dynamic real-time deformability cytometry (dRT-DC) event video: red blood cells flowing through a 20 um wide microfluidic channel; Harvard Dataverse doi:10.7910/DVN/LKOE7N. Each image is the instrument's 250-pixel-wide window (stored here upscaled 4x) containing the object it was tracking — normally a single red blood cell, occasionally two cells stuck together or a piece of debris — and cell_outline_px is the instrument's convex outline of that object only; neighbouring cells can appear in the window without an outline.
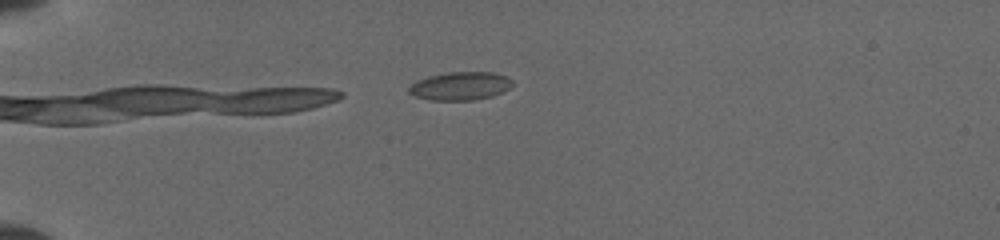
{"species": "common noctule bat (a hibernating species)", "species_latin": "Nyctalus noctula", "temperature_condition": "cold", "stored_images_in_passage": 11, "camera_frame_rate_fps": 3000, "um_per_image_px": 0.085, "animal": {"sex": "female", "body_mass_g": 19.5, "forearm_length_mm": 54.1}, "frame": {"image": 1, "passage_image": 11, "time_ms": 5.0, "image_size_px": [1000, 240], "cell_outline_px": [[512, 84], [508, 88], [492, 96], [472, 100], [432, 100], [416, 96], [408, 92], [408, 88], [412, 84], [428, 76], [448, 72], [492, 72], [504, 76], [512, 80]], "centroid_in_image_um": [39.11, 7.31], "position_along_channel_um": 45.9, "area_um2": 16.7}}